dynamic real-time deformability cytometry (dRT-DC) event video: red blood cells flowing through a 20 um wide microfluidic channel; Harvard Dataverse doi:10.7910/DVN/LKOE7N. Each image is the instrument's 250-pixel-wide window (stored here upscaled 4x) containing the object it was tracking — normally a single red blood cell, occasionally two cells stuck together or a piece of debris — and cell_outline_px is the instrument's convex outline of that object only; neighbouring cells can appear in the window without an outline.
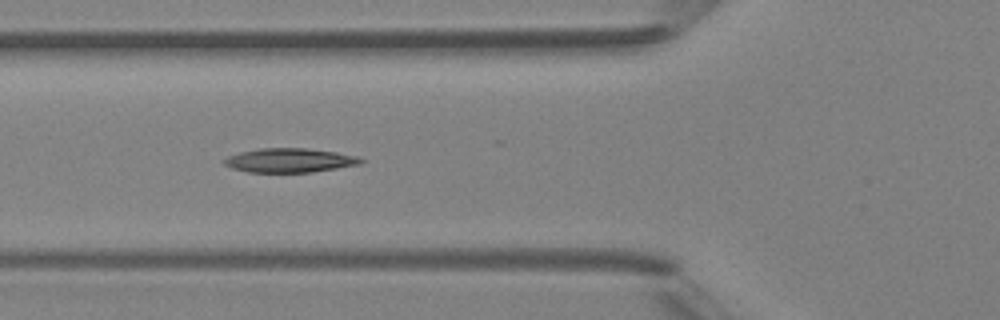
{"species": "Egyptian fruit bat (a non-hibernating species)", "species_latin": "Rousettus aegyptiacus", "temperature_condition": "room temperature", "stored_images_in_passage": 7, "camera_frame_rate_fps": 3000, "um_per_image_px": 0.085, "animal": {"sex": "female"}, "frame": {"image": 1, "passage_image": 5, "time_ms": 5.333, "image_size_px": [1000, 320], "cell_outline_px": [[364, 160], [360, 164], [312, 172], [248, 172], [232, 168], [224, 164], [224, 160], [228, 156], [240, 152], [260, 148], [308, 148], [336, 152], [360, 156]], "centroid_in_image_um": [24.64, 13.62], "position_along_channel_um": 101.2, "area_um2": 19.19}}
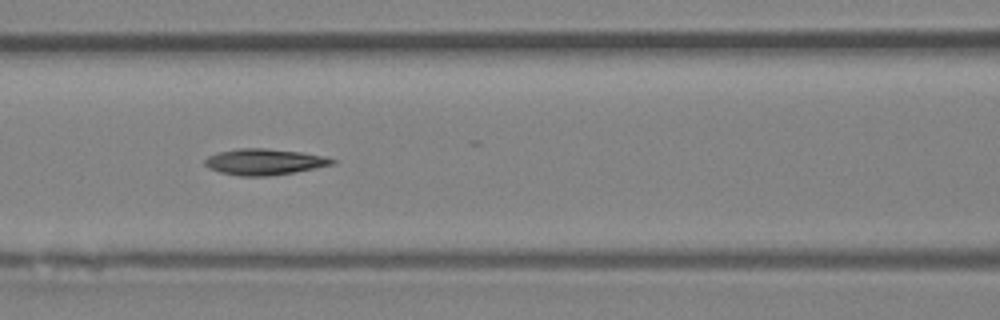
{"frame": {"image": 2, "passage_image": 6, "time_ms": 6.333, "image_size_px": [1000, 320], "cell_outline_px": [[336, 164], [296, 172], [268, 176], [240, 176], [220, 172], [208, 168], [204, 164], [204, 160], [208, 156], [220, 152], [236, 148], [264, 148], [304, 152], [328, 156], [336, 160]], "centroid_in_image_um": [22.52, 13.75], "position_along_channel_um": 144.1, "area_um2": 19.65}}
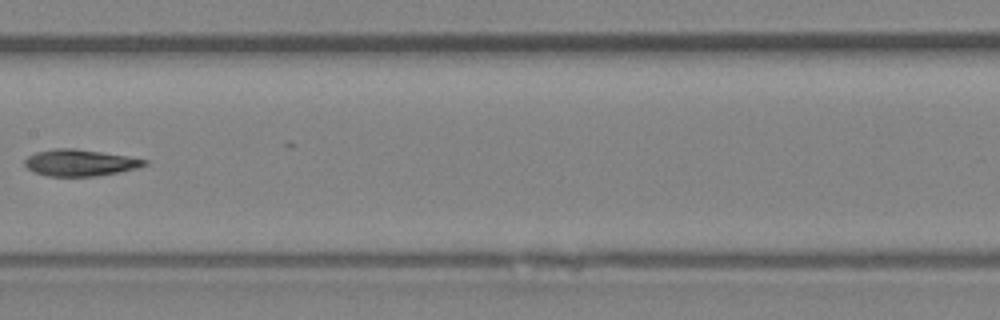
{"frame": {"image": 3, "passage_image": 7, "time_ms": 7.667, "image_size_px": [1000, 320], "cell_outline_px": [[148, 164], [136, 168], [96, 176], [48, 176], [36, 172], [28, 168], [24, 164], [24, 160], [28, 156], [36, 152], [56, 148], [72, 148], [128, 156], [148, 160]], "centroid_in_image_um": [6.79, 13.83], "position_along_channel_um": 200.6, "area_um2": 18.26}}